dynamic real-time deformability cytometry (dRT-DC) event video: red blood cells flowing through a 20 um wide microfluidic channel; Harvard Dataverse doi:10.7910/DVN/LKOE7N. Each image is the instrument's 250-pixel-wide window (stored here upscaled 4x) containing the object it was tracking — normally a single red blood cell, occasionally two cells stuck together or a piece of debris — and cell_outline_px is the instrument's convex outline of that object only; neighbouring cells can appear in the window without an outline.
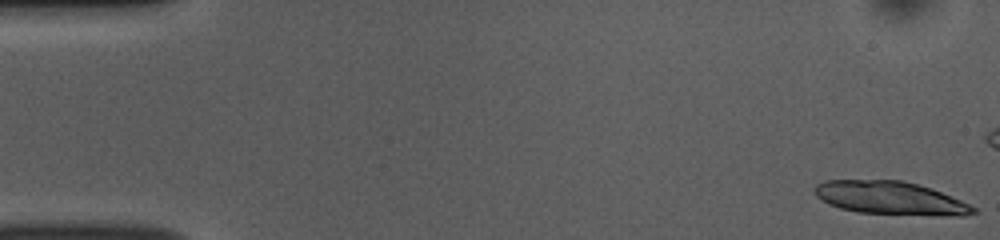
{"species": "common noctule bat (a hibernating species)", "species_latin": "Nyctalus noctula", "temperature_condition": "room temperature", "stored_images_in_passage": 24, "camera_frame_rate_fps": 3000, "um_per_image_px": 0.085, "animal": {"sex": "female", "body_mass_g": 10.0, "forearm_length_mm": 53.1}, "frame": {"image": 1, "passage_image": 1, "time_ms": 0.0, "image_size_px": [1000, 240], "cell_outline_px": [[976, 212], [964, 216], [960, 216], [856, 212], [840, 208], [828, 204], [816, 196], [812, 188], [816, 184], [824, 180], [900, 180], [932, 188], [960, 200], [976, 208]], "centroid_in_image_um": [75.63, 16.82], "position_along_channel_um": 9.4, "area_um2": 30.52}}